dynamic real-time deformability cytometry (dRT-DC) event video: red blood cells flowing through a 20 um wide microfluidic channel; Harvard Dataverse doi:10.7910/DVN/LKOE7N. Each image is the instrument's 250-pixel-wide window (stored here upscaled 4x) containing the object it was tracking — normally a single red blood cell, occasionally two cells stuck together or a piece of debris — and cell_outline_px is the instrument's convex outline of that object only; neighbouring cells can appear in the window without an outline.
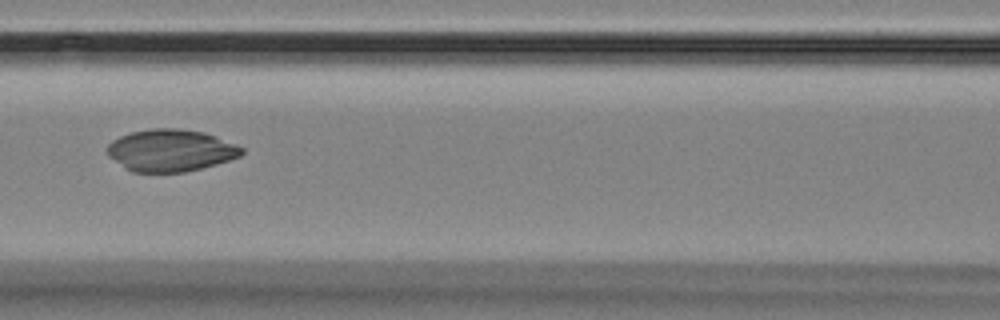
{"species": "Egyptian fruit bat (a non-hibernating species)", "species_latin": "Rousettus aegyptiacus", "temperature_condition": "room temperature", "stored_images_in_passage": 17, "camera_frame_rate_fps": 3000, "um_per_image_px": 0.085, "animal": {"sex": "female"}, "frame": {"image": 1, "passage_image": 8, "time_ms": 8.0, "image_size_px": [1000, 320], "cell_outline_px": [[244, 152], [240, 156], [216, 164], [184, 172], [132, 172], [124, 168], [108, 156], [108, 144], [112, 140], [120, 136], [132, 132], [152, 128], [176, 128], [204, 132], [216, 136], [236, 144], [244, 148]], "centroid_in_image_um": [14.5, 12.78], "position_along_channel_um": 152.1, "area_um2": 32.95}}
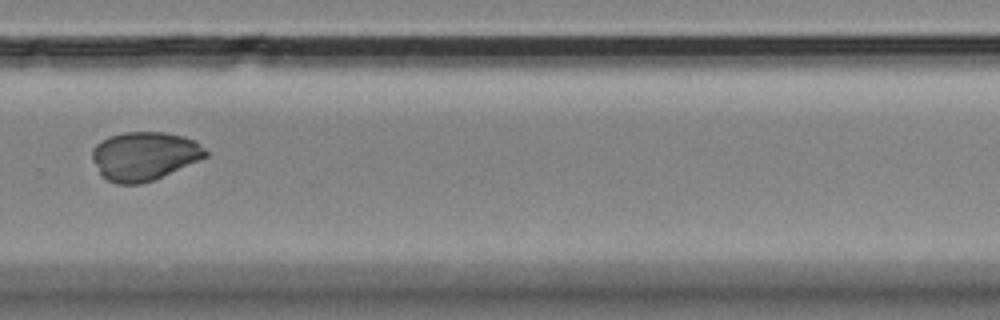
{"frame": {"image": 2, "passage_image": 12, "time_ms": 12.667, "image_size_px": [1000, 320], "cell_outline_px": [[208, 156], [152, 180], [140, 184], [116, 184], [108, 180], [100, 172], [92, 160], [92, 148], [100, 140], [108, 136], [124, 132], [164, 132], [184, 136], [196, 140], [208, 152]], "centroid_in_image_um": [12.25, 13.24], "position_along_channel_um": 317.5, "area_um2": 32.02}}
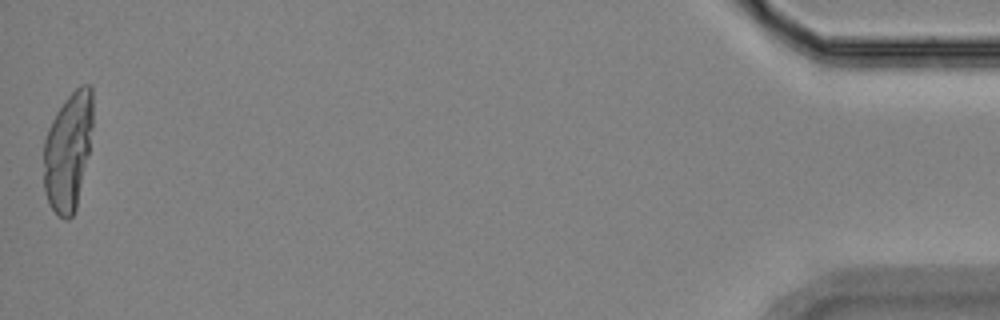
{"frame": {"image": 3, "passage_image": 17, "time_ms": 18.333, "image_size_px": [1000, 320], "cell_outline_px": [[92, 128], [88, 156], [76, 208], [72, 216], [68, 220], [64, 220], [52, 208], [44, 192], [44, 140], [48, 128], [56, 112], [64, 100], [80, 84], [92, 84]], "centroid_in_image_um": [5.79, 12.82], "position_along_channel_um": 429.4, "area_um2": 33.93}}